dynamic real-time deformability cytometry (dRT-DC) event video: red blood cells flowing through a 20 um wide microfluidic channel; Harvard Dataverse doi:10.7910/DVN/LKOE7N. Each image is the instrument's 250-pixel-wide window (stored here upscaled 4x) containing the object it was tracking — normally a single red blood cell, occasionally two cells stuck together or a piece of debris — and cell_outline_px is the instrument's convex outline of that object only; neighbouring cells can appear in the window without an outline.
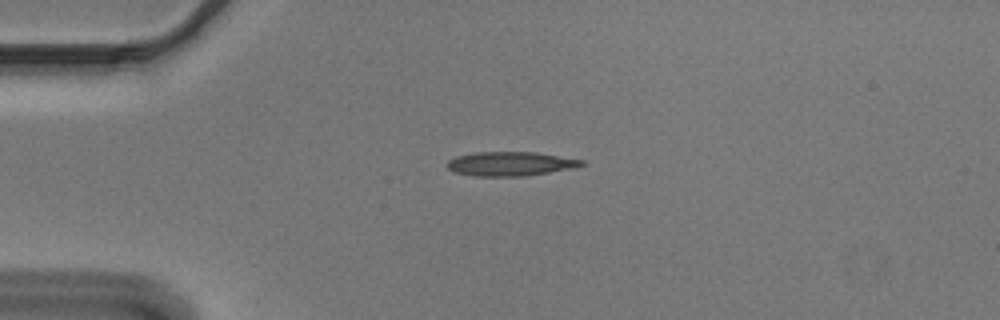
{"species": "Egyptian fruit bat (a non-hibernating species)", "species_latin": "Rousettus aegyptiacus", "temperature_condition": "cold", "stored_images_in_passage": 42, "camera_frame_rate_fps": 3000, "um_per_image_px": 0.085, "animal": {"sex": "male"}, "frame": {"image": 1, "passage_image": 1, "time_ms": 0.0, "image_size_px": [1000, 320], "cell_outline_px": [[584, 164], [572, 168], [524, 176], [472, 176], [452, 172], [448, 168], [448, 160], [456, 156], [476, 152], [536, 152], [584, 160]], "centroid_in_image_um": [43.34, 13.92], "position_along_channel_um": 41.7, "area_um2": 18.84}}
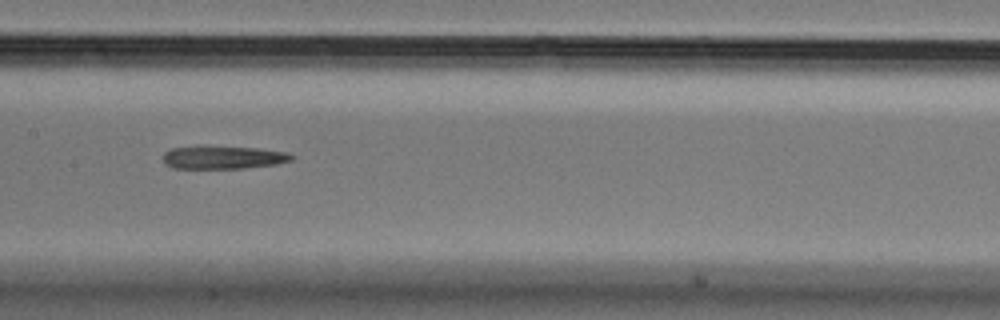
{"frame": {"image": 2, "passage_image": 15, "time_ms": 4.667, "image_size_px": [1000, 320], "cell_outline_px": [[296, 156], [292, 160], [276, 164], [244, 168], [172, 168], [164, 164], [160, 156], [164, 152], [172, 148], [200, 144], [204, 144], [260, 148], [288, 152]], "centroid_in_image_um": [18.91, 13.34], "position_along_channel_um": 188.5, "area_um2": 18.15}}
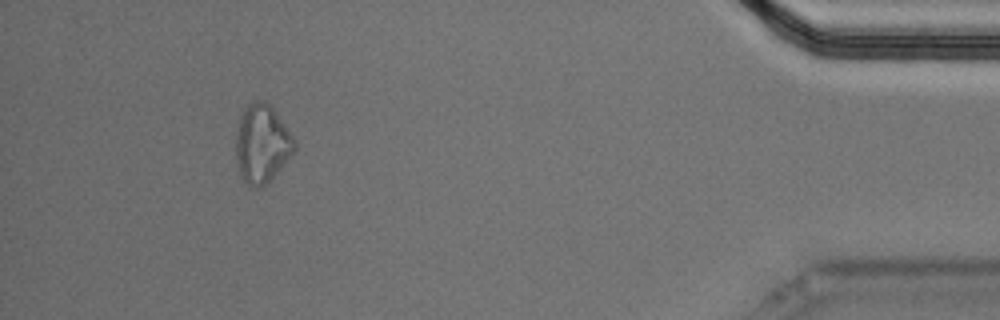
{"frame": {"image": 3, "passage_image": 38, "time_ms": 12.333, "image_size_px": [1000, 320], "cell_outline_px": [[296, 148], [276, 172], [264, 184], [252, 188], [244, 184], [240, 176], [236, 164], [236, 132], [240, 116], [244, 108], [248, 104], [256, 100], [264, 100], [272, 108], [296, 140]], "centroid_in_image_um": [22.22, 12.21], "position_along_channel_um": 413.0, "area_um2": 26.47}}